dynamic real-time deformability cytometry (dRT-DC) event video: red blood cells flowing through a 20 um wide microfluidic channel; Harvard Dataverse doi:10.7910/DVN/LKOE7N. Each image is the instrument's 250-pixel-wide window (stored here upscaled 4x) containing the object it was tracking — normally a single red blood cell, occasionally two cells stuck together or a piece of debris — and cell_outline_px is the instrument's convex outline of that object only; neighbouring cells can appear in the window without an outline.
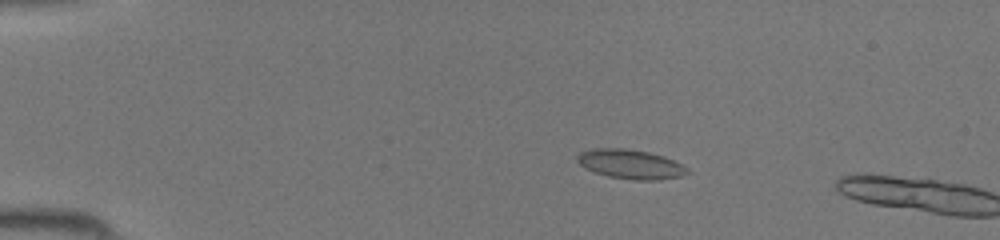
{"species": "common noctule bat (a hibernating species)", "species_latin": "Nyctalus noctula", "temperature_condition": "room temperature", "stored_images_in_passage": 12, "camera_frame_rate_fps": 3000, "um_per_image_px": 0.085, "animal": {"sex": "female", "body_mass_g": 19.5, "forearm_length_mm": 54.1}, "frame": {"image": 1, "passage_image": 10, "time_ms": 3.0, "image_size_px": [1000, 240], "cell_outline_px": [[692, 172], [680, 176], [660, 180], [632, 180], [608, 176], [584, 168], [576, 160], [576, 156], [580, 152], [596, 148], [624, 148], [648, 152], [664, 156], [688, 168]], "centroid_in_image_um": [53.59, 13.96], "position_along_channel_um": 31.4, "area_um2": 18.84}}